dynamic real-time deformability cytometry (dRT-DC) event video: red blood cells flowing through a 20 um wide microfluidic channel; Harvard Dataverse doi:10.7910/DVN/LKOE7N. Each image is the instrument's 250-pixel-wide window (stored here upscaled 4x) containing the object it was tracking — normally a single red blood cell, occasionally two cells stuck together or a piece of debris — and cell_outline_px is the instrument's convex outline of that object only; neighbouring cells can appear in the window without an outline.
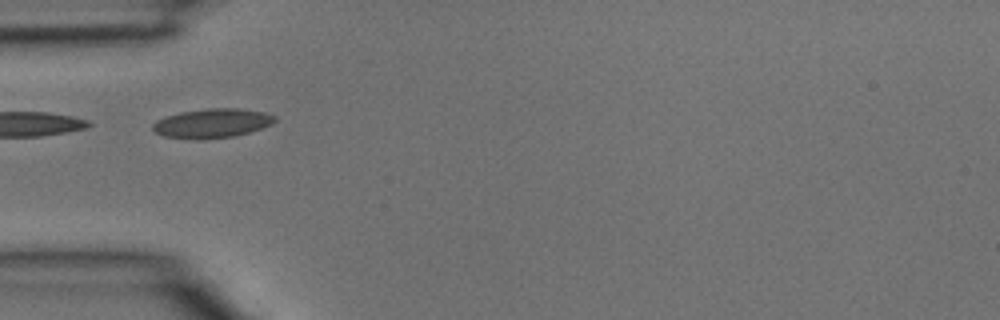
{"species": "common noctule bat (a hibernating species)", "species_latin": "Nyctalus noctula", "temperature_condition": "room temperature", "stored_images_in_passage": 1, "camera_frame_rate_fps": 3000, "um_per_image_px": 0.085, "animal": {"sex": "male", "body_mass_g": 15.6}, "frame": {"image": 1, "passage_image": 1, "time_ms": 0.0, "image_size_px": [1000, 320], "cell_outline_px": [[276, 120], [272, 124], [248, 132], [232, 136], [196, 140], [164, 136], [156, 132], [152, 128], [152, 124], [156, 120], [180, 112], [208, 108], [240, 108], [264, 112], [276, 116]], "centroid_in_image_um": [18.02, 10.47], "position_along_channel_um": 67.0, "area_um2": 20.69}}